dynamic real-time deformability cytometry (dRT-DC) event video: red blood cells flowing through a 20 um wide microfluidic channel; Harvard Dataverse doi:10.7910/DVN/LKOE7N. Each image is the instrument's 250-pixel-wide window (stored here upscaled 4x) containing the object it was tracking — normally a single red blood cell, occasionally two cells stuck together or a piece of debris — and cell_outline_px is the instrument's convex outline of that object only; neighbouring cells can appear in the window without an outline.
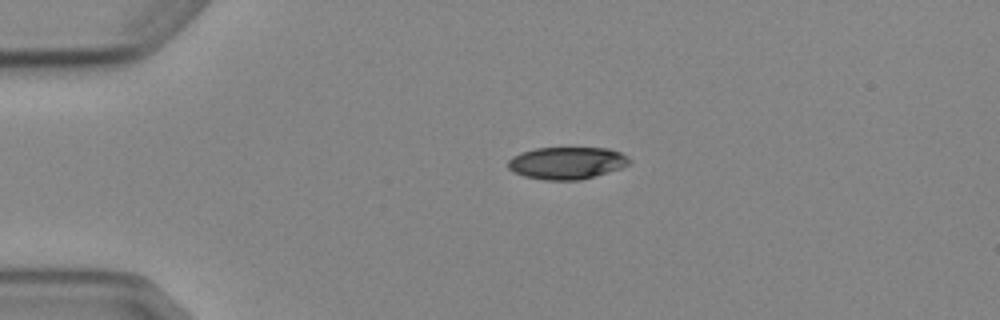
{"species": "Egyptian fruit bat (a non-hibernating species)", "species_latin": "Rousettus aegyptiacus", "temperature_condition": "cold", "stored_images_in_passage": 3, "segment_of_instrument_passage": [1, 2], "camera_frame_rate_fps": 3000, "um_per_image_px": 0.085, "animal": {"sex": "female"}, "frame": {"image": 1, "passage_image": 1, "time_ms": 0.0, "image_size_px": [1000, 320], "cell_outline_px": [[632, 160], [628, 164], [620, 168], [608, 172], [580, 180], [544, 180], [524, 176], [512, 172], [508, 168], [508, 160], [512, 156], [520, 152], [536, 148], [608, 148], [620, 152], [628, 156]], "centroid_in_image_um": [48.16, 13.85], "position_along_channel_um": 36.8, "area_um2": 22.89}}